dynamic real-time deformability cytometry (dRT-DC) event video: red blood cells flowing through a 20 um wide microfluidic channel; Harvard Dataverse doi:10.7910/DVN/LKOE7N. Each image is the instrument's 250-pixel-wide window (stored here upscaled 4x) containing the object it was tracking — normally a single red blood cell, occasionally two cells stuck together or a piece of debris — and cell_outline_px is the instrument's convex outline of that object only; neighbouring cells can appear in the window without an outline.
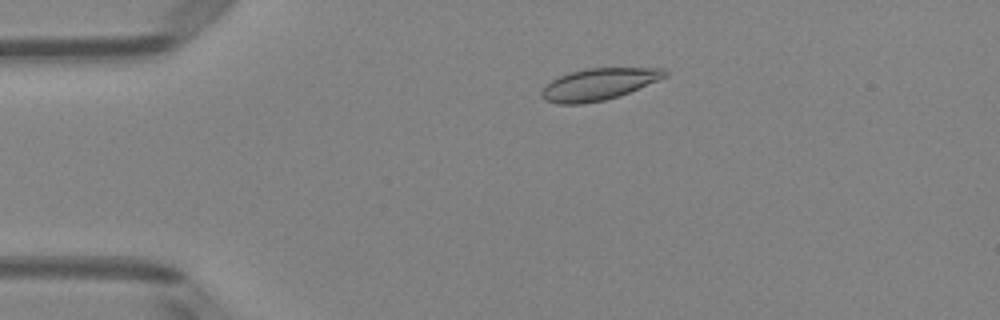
{"species": "Egyptian fruit bat (a non-hibernating species)", "species_latin": "Rousettus aegyptiacus", "temperature_condition": "room temperature", "stored_images_in_passage": 51, "camera_frame_rate_fps": 3000, "um_per_image_px": 0.085, "animal": {"sex": "female"}, "frame": {"image": 1, "passage_image": 11, "time_ms": 3.333, "image_size_px": [1000, 320], "cell_outline_px": [[668, 76], [620, 96], [604, 100], [580, 104], [556, 104], [544, 100], [540, 96], [540, 92], [552, 80], [568, 72], [588, 68], [664, 68], [668, 72]], "centroid_in_image_um": [50.89, 7.16], "position_along_channel_um": 34.1, "area_um2": 22.83}}
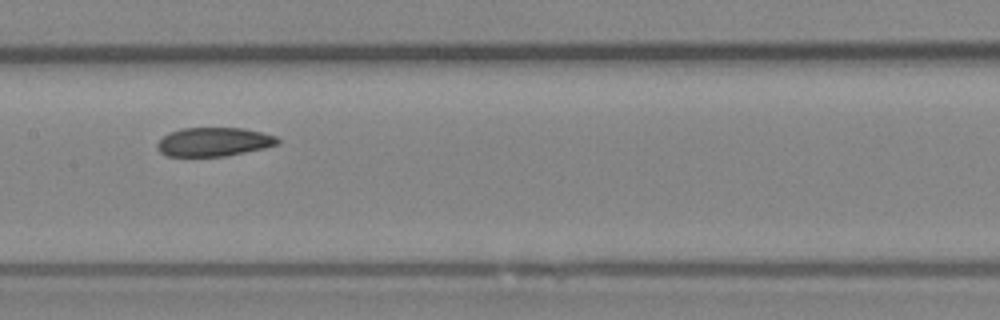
{"frame": {"image": 2, "passage_image": 26, "time_ms": 8.333, "image_size_px": [1000, 320], "cell_outline_px": [[280, 144], [264, 148], [224, 156], [168, 156], [160, 152], [156, 148], [156, 144], [168, 132], [180, 128], [244, 128], [276, 136], [280, 140]], "centroid_in_image_um": [18.16, 12.05], "position_along_channel_um": 189.2, "area_um2": 20.23}}
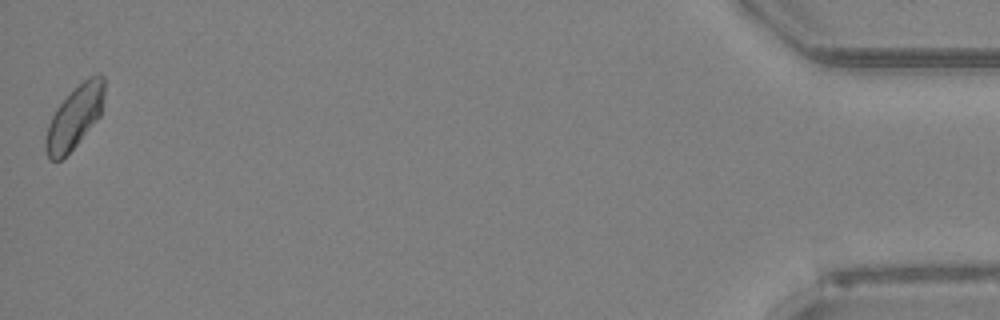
{"frame": {"image": 3, "passage_image": 51, "time_ms": 16.667, "image_size_px": [1000, 320], "cell_outline_px": [[104, 96], [100, 116], [76, 144], [60, 160], [48, 160], [44, 148], [44, 140], [48, 124], [56, 108], [88, 76], [96, 72], [100, 72], [104, 76]], "centroid_in_image_um": [6.34, 9.94], "position_along_channel_um": 428.9, "area_um2": 21.21}, "authors_computed_cell_mechanics": {"area_um2": 21.4438, "velocity_mm_per_s": 3.9879, "shape_relaxation_time_tau1_ms": 7.7559, "shape_relaxation_time_tau2_ms": null, "deformation_change_tau1": 0.1466, "deformation_change_tau2": null}}